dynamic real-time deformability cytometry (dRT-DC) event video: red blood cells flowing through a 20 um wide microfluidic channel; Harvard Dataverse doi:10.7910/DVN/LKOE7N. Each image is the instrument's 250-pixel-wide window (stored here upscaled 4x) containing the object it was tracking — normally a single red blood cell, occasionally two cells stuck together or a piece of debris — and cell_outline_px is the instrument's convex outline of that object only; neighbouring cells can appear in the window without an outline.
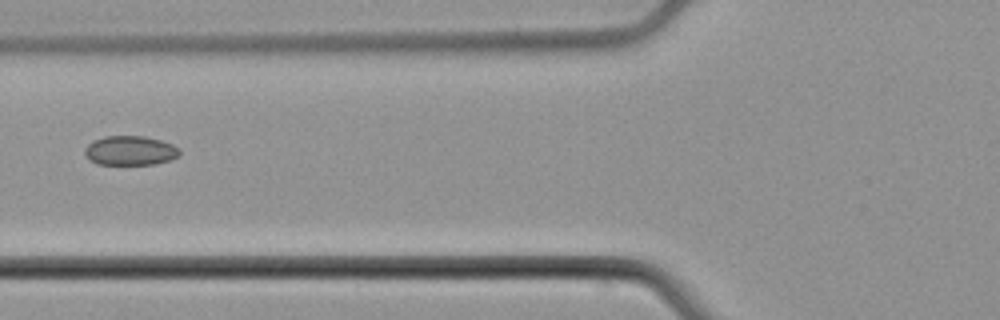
{"species": "common noctule bat (a hibernating species)", "species_latin": "Nyctalus noctula", "temperature_condition": "cold", "stored_images_in_passage": 4, "camera_frame_rate_fps": 3000, "um_per_image_px": 0.085, "animal": {"sex": "male", "body_mass_g": 21.5, "forearm_length_mm": 52.0}, "frame": {"image": 1, "passage_image": 4, "time_ms": 3.667, "image_size_px": [1000, 320], "cell_outline_px": [[180, 152], [176, 156], [168, 160], [152, 164], [96, 164], [84, 152], [84, 148], [92, 140], [104, 136], [144, 136], [160, 140], [172, 144], [180, 148]], "centroid_in_image_um": [11.04, 12.78], "position_along_channel_um": 114.8, "area_um2": 16.07}}